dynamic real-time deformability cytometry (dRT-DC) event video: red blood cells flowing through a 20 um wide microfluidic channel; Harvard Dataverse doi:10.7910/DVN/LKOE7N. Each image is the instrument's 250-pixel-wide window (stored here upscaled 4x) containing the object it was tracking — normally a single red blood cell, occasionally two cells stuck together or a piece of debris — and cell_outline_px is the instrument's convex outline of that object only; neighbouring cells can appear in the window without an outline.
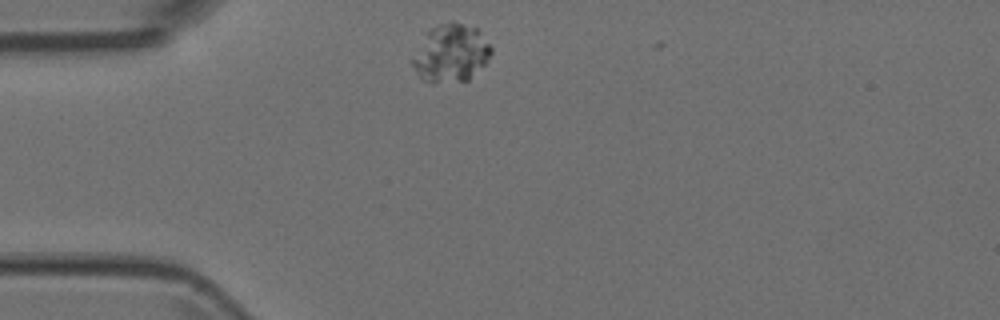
{"species": "Egyptian fruit bat (a non-hibernating species)", "species_latin": "Rousettus aegyptiacus", "temperature_condition": "room temperature", "stored_images_in_passage": 2, "camera_frame_rate_fps": 3000, "um_per_image_px": 0.085, "animal": {"sex": "female"}, "frame": {"image": 1, "passage_image": 1, "time_ms": 0.0, "image_size_px": [1000, 320], "cell_outline_px": [[492, 52], [488, 60], [468, 80], [432, 84], [420, 80], [412, 64], [412, 60], [424, 32], [440, 24], [452, 20], [476, 28], [480, 32], [492, 48]], "centroid_in_image_um": [38.3, 4.53], "position_along_channel_um": 46.7, "area_um2": 26.7}}